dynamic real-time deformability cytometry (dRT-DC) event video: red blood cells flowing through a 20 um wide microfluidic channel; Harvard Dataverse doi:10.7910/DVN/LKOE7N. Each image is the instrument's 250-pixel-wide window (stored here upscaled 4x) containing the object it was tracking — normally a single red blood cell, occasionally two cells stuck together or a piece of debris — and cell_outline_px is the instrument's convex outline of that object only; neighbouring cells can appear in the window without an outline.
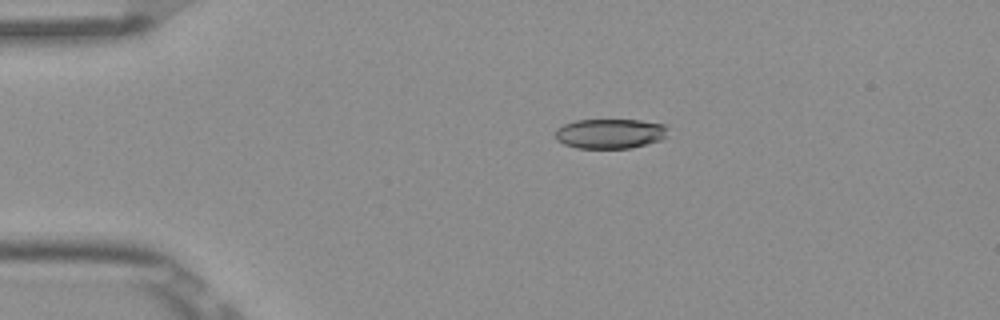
{"species": "Egyptian fruit bat (a non-hibernating species)", "species_latin": "Rousettus aegyptiacus", "temperature_condition": "room temperature", "stored_images_in_passage": 6, "camera_frame_rate_fps": 3000, "um_per_image_px": 0.085, "frame": {"image": 1, "passage_image": 3, "time_ms": 0.667, "image_size_px": [1000, 320], "cell_outline_px": [[668, 128], [664, 136], [660, 140], [632, 148], [576, 148], [564, 144], [556, 140], [556, 128], [564, 124], [576, 120], [640, 120], [668, 124]], "centroid_in_image_um": [51.86, 11.35], "position_along_channel_um": 33.1, "area_um2": 19.65}}
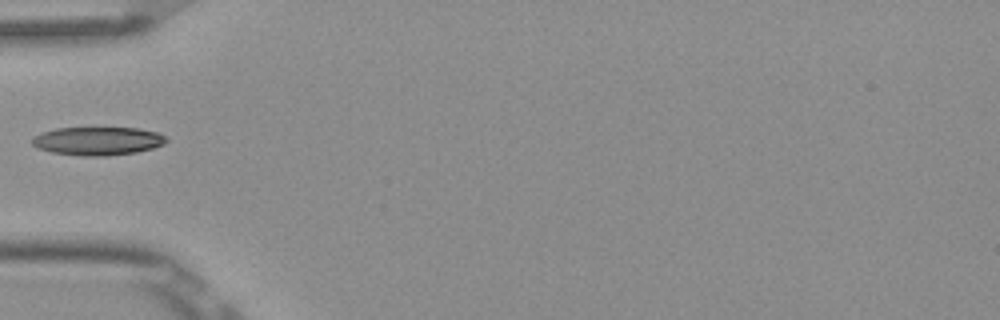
{"frame": {"image": 2, "passage_image": 5, "time_ms": 1.333, "image_size_px": [1000, 320], "cell_outline_px": [[168, 140], [164, 144], [152, 148], [136, 152], [104, 156], [80, 156], [52, 152], [36, 148], [32, 144], [32, 136], [56, 128], [140, 128], [156, 132], [164, 136]], "centroid_in_image_um": [8.28, 11.99], "position_along_channel_um": 76.7, "area_um2": 22.14}}
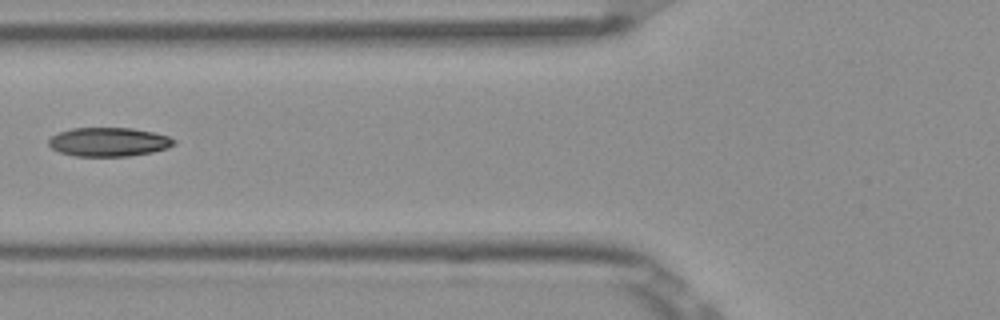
{"frame": {"image": 3, "passage_image": 6, "time_ms": 1.667, "image_size_px": [1000, 320], "cell_outline_px": [[176, 144], [168, 148], [152, 152], [128, 156], [76, 156], [60, 152], [52, 148], [48, 144], [48, 140], [52, 136], [60, 132], [72, 128], [132, 128], [152, 132], [168, 136], [176, 140]], "centroid_in_image_um": [9.26, 12.06], "position_along_channel_um": 116.5, "area_um2": 21.04}}